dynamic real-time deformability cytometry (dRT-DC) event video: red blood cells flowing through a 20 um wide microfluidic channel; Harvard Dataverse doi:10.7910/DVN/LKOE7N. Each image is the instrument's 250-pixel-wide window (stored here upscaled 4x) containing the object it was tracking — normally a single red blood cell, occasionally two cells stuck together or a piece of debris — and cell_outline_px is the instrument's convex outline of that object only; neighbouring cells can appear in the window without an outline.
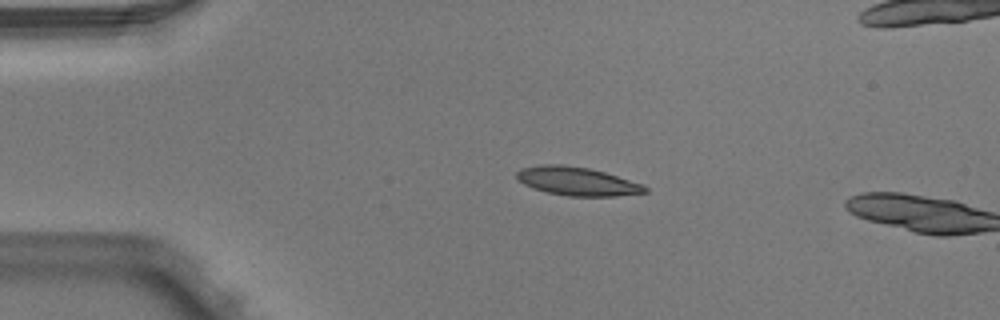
{"species": "Egyptian fruit bat (a non-hibernating species)", "species_latin": "Rousettus aegyptiacus", "temperature_condition": "warm", "stored_images_in_passage": 3, "camera_frame_rate_fps": 3000, "um_per_image_px": 0.085, "animal": {"sex": "male"}, "frame": {"image": 1, "passage_image": 2, "time_ms": 0.333, "image_size_px": [1000, 320], "cell_outline_px": [[648, 192], [616, 196], [568, 196], [548, 192], [524, 184], [516, 180], [516, 172], [520, 168], [540, 164], [560, 164], [588, 168], [604, 172], [644, 184], [648, 188]], "centroid_in_image_um": [49.05, 15.4], "position_along_channel_um": 35.9, "area_um2": 21.33}}